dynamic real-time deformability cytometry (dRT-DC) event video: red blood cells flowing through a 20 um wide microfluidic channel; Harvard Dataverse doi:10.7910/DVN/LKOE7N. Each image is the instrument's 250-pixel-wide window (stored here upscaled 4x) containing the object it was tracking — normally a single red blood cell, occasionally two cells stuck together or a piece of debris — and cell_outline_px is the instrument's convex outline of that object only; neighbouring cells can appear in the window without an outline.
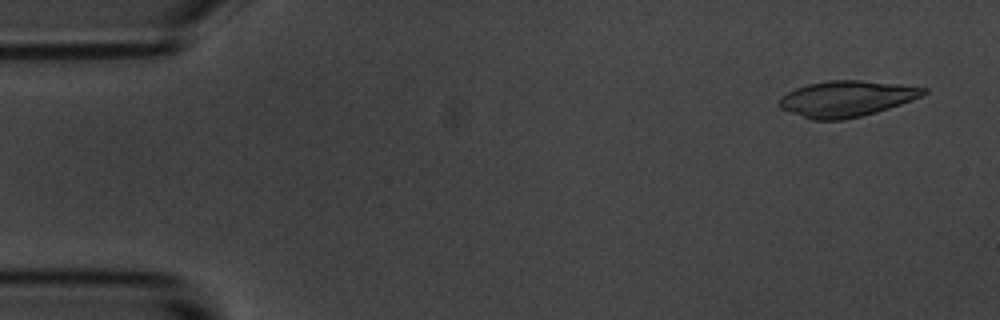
{"species": "common noctule bat (a hibernating species)", "species_latin": "Nyctalus noctula", "temperature_condition": "room temperature", "stored_images_in_passage": 5, "camera_frame_rate_fps": 3000, "um_per_image_px": 0.085, "animal": {"sex": "male", "body_mass_g": 20.1, "forearm_length_mm": 53.5}, "frame": {"image": 1, "passage_image": 1, "time_ms": 0.0, "image_size_px": [1000, 320], "cell_outline_px": [[928, 92], [924, 96], [876, 112], [844, 120], [812, 120], [780, 108], [780, 96], [796, 88], [808, 84], [828, 80], [860, 80], [900, 84], [928, 88]], "centroid_in_image_um": [71.98, 8.38], "position_along_channel_um": 13.0, "area_um2": 30.17}}